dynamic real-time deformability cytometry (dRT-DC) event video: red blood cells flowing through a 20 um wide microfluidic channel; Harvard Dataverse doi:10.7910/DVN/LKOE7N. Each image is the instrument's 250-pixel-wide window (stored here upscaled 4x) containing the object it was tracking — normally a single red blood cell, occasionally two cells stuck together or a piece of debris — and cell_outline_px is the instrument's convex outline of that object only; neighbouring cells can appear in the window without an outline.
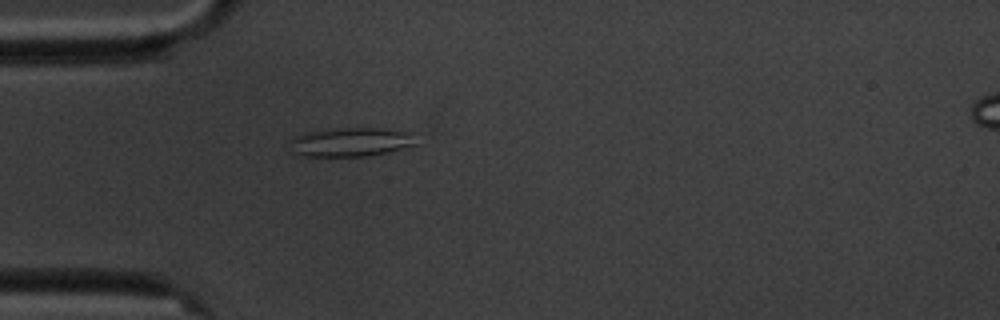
{"species": "common noctule bat (a hibernating species)", "species_latin": "Nyctalus noctula", "temperature_condition": "cold", "stored_images_in_passage": 3, "camera_frame_rate_fps": 3000, "um_per_image_px": 0.085, "animal": {"sex": "male", "body_mass_g": 20.1, "forearm_length_mm": 53.5}, "frame": {"image": 1, "passage_image": 3, "time_ms": 2.333, "image_size_px": [1000, 320], "cell_outline_px": [[416, 144], [388, 152], [368, 156], [300, 156], [292, 152], [292, 140], [296, 136], [304, 132], [344, 128], [376, 128], [412, 132]], "centroid_in_image_um": [29.82, 12.08], "position_along_channel_um": 55.2, "area_um2": 21.04}}